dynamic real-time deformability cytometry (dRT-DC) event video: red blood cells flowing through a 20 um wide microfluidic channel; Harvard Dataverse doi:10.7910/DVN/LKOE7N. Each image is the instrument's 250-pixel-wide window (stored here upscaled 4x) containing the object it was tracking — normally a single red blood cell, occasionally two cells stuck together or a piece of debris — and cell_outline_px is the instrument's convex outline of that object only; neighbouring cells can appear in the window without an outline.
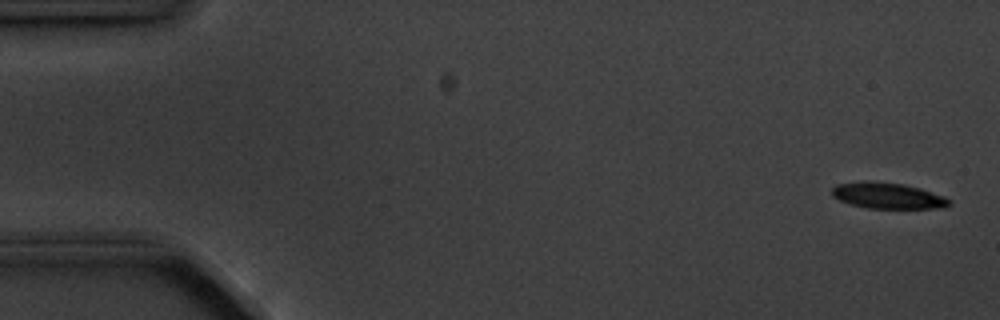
{"species": "common noctule bat (a hibernating species)", "species_latin": "Nyctalus noctula", "temperature_condition": "cold", "stored_images_in_passage": 5, "camera_frame_rate_fps": 3000, "um_per_image_px": 0.085, "animal": {"sex": "male", "body_mass_g": 20.1, "forearm_length_mm": 53.5}, "frame": {"image": 1, "passage_image": 1, "time_ms": 0.0, "image_size_px": [1000, 320], "cell_outline_px": [[952, 204], [944, 208], [868, 208], [852, 204], [840, 200], [832, 196], [832, 188], [836, 184], [860, 180], [868, 180], [904, 184], [920, 188], [944, 196], [952, 200]], "centroid_in_image_um": [75.47, 16.62], "position_along_channel_um": 9.5, "area_um2": 17.98}}
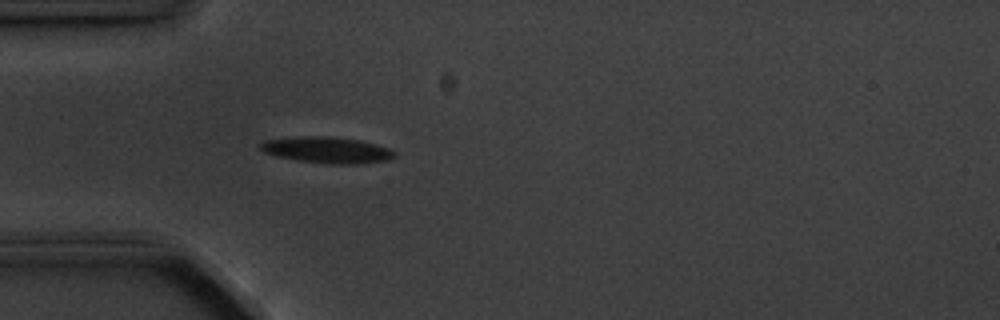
{"frame": {"image": 2, "passage_image": 5, "time_ms": 4.667, "image_size_px": [1000, 320], "cell_outline_px": [[396, 156], [388, 160], [356, 164], [324, 164], [300, 160], [280, 156], [264, 152], [260, 148], [260, 144], [264, 140], [300, 136], [324, 136], [360, 140], [388, 148], [396, 152]], "centroid_in_image_um": [27.82, 12.75], "position_along_channel_um": 57.2, "area_um2": 20.29}}